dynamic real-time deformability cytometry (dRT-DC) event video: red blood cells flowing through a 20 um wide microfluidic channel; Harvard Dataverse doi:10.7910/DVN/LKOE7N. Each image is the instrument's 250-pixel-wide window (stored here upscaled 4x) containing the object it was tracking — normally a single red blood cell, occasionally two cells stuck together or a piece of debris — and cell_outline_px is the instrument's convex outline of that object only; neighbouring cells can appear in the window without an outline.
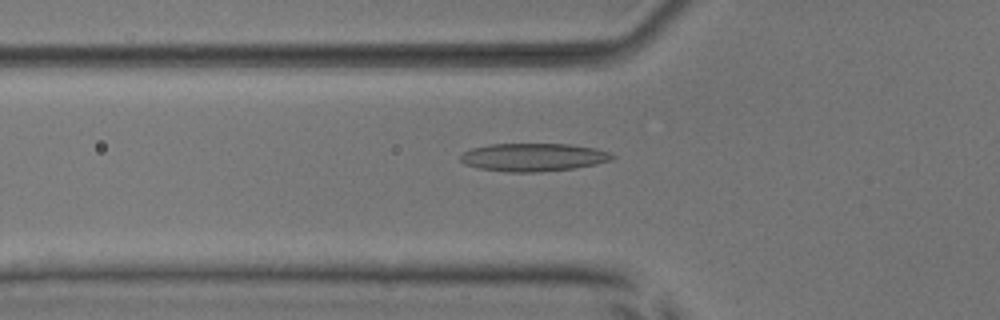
{"species": "common noctule bat (a hibernating species)", "species_latin": "Nyctalus noctula", "temperature_condition": "room temperature", "stored_images_in_passage": 53, "camera_frame_rate_fps": 3000, "um_per_image_px": 0.085, "animal": {"sex": "male", "body_mass_g": 17.9, "forearm_length_mm": 54.2}, "frame": {"image": 1, "passage_image": 19, "time_ms": 6.0, "image_size_px": [1000, 320], "cell_outline_px": [[616, 156], [612, 160], [596, 164], [572, 168], [536, 172], [508, 172], [480, 168], [464, 164], [460, 160], [460, 156], [464, 152], [472, 148], [492, 144], [568, 144], [596, 148], [608, 152]], "centroid_in_image_um": [45.34, 13.36], "position_along_channel_um": 80.5, "area_um2": 24.62}}
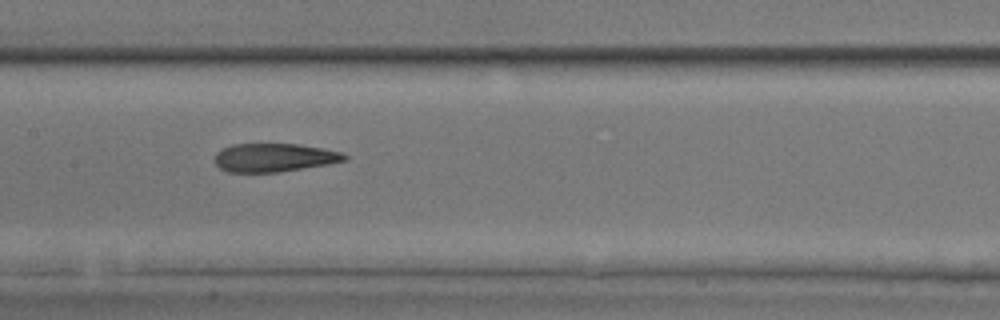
{"frame": {"image": 2, "passage_image": 27, "time_ms": 8.667, "image_size_px": [1000, 320], "cell_outline_px": [[348, 160], [328, 164], [276, 172], [228, 172], [220, 168], [216, 164], [216, 152], [232, 144], [300, 144], [324, 148], [340, 152], [348, 156]], "centroid_in_image_um": [23.33, 13.39], "position_along_channel_um": 184.1, "area_um2": 21.39}}
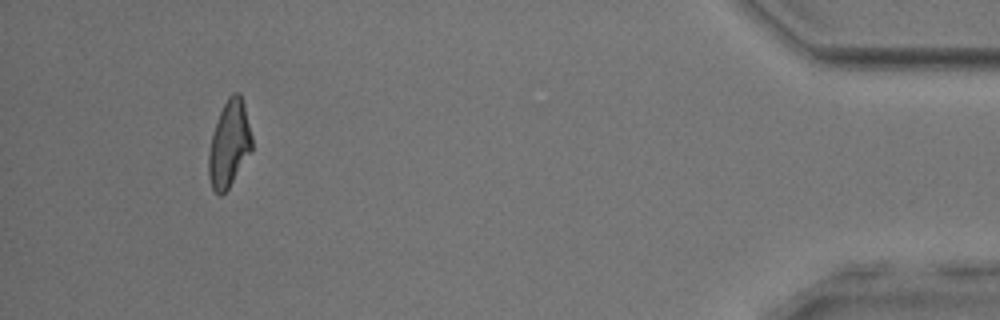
{"frame": {"image": 3, "passage_image": 50, "time_ms": 16.333, "image_size_px": [1000, 320], "cell_outline_px": [[252, 152], [228, 188], [220, 196], [212, 188], [208, 176], [208, 152], [212, 132], [220, 112], [228, 96], [232, 92], [240, 92], [244, 104], [252, 136]], "centroid_in_image_um": [19.48, 12.22], "position_along_channel_um": 415.7, "area_um2": 21.96}, "authors_computed_cell_mechanics": {"area_um2": 22.9466, "velocity_mm_per_s": 3.873, "shape_relaxation_time_tau1_ms": null, "shape_relaxation_time_tau2_ms": 2.8385, "deformation_change_tau1": null, "deformation_change_tau2": 0.1186}}